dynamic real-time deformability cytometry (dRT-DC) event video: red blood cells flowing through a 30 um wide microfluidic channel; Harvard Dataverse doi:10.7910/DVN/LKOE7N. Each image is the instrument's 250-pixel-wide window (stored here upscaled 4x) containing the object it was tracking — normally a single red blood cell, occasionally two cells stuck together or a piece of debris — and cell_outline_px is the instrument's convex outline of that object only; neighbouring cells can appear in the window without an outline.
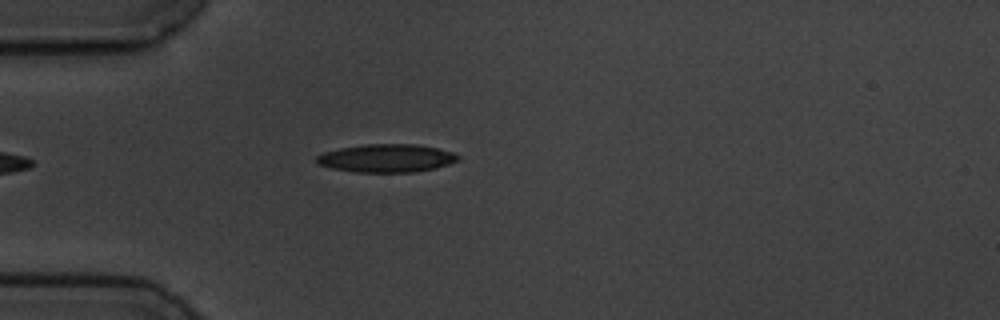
{"species": "common noctule bat (a hibernating species)", "species_latin": "Nyctalus noctula", "temperature_condition": "cold", "stored_images_in_passage": 5, "camera_frame_rate_fps": 3000, "um_per_image_px": 0.085, "animal": {"sex": "male", "body_mass_g": 19.5, "forearm_length_mm": 54.6}, "frame": {"image": 1, "passage_image": 5, "time_ms": 4.667, "image_size_px": [1000, 320], "cell_outline_px": [[460, 160], [436, 168], [416, 172], [356, 172], [332, 168], [316, 164], [316, 156], [324, 152], [340, 148], [364, 144], [416, 144], [436, 148], [452, 152], [460, 156]], "centroid_in_image_um": [32.85, 13.45], "position_along_channel_um": 52.1, "area_um2": 23.24}}